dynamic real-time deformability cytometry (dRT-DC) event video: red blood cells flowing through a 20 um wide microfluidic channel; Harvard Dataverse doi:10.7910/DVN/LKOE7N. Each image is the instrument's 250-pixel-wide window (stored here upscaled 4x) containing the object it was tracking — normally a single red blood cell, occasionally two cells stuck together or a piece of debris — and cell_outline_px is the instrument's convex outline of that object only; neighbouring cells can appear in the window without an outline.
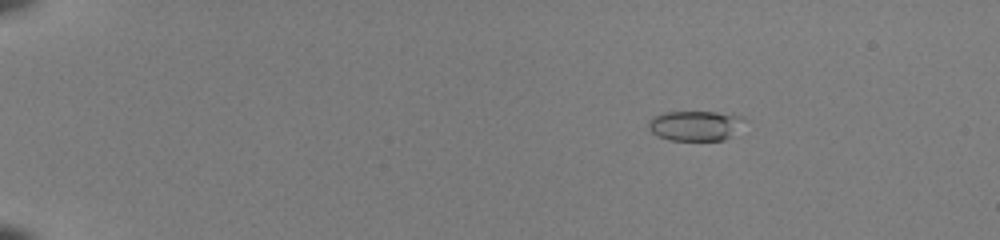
{"species": "common noctule bat (a hibernating species)", "species_latin": "Nyctalus noctula", "temperature_condition": "room temperature", "stored_images_in_passage": 46, "camera_frame_rate_fps": 3000, "um_per_image_px": 0.085, "animal": {"sex": "female", "body_mass_g": 22.0, "forearm_length_mm": 56.7}, "frame": {"image": 1, "passage_image": 3, "time_ms": 0.667, "image_size_px": [1000, 240], "cell_outline_px": [[740, 116], [728, 136], [724, 140], [668, 140], [656, 136], [648, 128], [648, 120], [652, 116], [664, 112], [716, 112]], "centroid_in_image_um": [58.85, 10.68], "position_along_channel_um": 26.1, "area_um2": 16.01}}
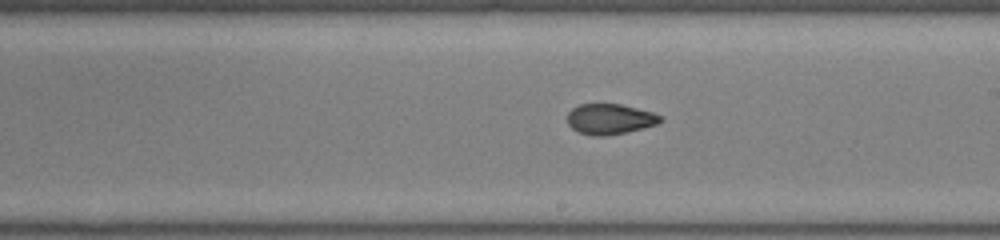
{"frame": {"image": 2, "passage_image": 27, "time_ms": 8.667, "image_size_px": [1000, 240], "cell_outline_px": [[664, 120], [656, 124], [624, 132], [604, 136], [592, 136], [580, 132], [572, 128], [568, 124], [568, 112], [572, 108], [580, 104], [620, 104], [652, 112], [664, 116]], "centroid_in_image_um": [51.84, 10.11], "position_along_channel_um": 237.2, "area_um2": 16.36}}
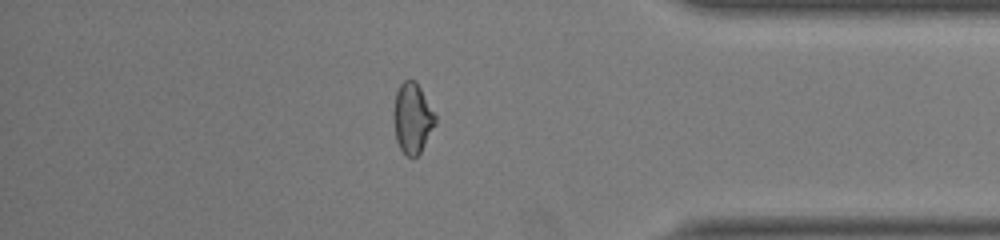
{"frame": {"image": 3, "passage_image": 40, "time_ms": 13.0, "image_size_px": [1000, 240], "cell_outline_px": [[436, 124], [420, 152], [416, 156], [408, 156], [400, 148], [396, 140], [392, 116], [392, 112], [396, 92], [400, 84], [404, 80], [416, 80], [436, 116]], "centroid_in_image_um": [35.03, 10.02], "position_along_channel_um": 400.2, "area_um2": 17.11}, "authors_computed_cell_mechanics": {"area_um2": 16.9065, "velocity_mm_per_s": 4.109, "shape_relaxation_time_tau1_ms": null, "shape_relaxation_time_tau2_ms": 1.2384, "deformation_change_tau1": null, "deformation_change_tau2": 0.0621}}